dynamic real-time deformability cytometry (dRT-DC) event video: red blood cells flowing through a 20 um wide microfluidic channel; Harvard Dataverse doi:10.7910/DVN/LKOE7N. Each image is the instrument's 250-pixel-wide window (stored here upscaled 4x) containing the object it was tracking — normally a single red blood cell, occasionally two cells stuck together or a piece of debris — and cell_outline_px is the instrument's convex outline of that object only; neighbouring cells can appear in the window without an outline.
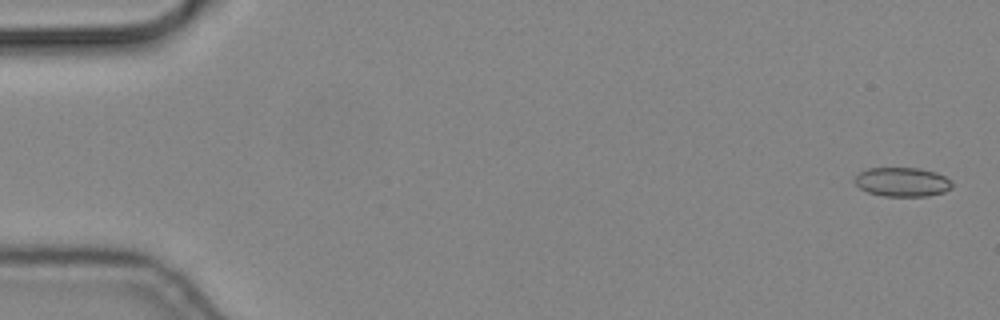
{"species": "common noctule bat (a hibernating species)", "species_latin": "Nyctalus noctula", "temperature_condition": "cold", "stored_images_in_passage": 56, "camera_frame_rate_fps": 3000, "um_per_image_px": 0.085, "animal": {"sex": "male", "body_mass_g": 19.2, "forearm_length_mm": 51.8}, "frame": {"image": 1, "passage_image": 2, "time_ms": 0.333, "image_size_px": [1000, 320], "cell_outline_px": [[952, 188], [944, 192], [928, 196], [884, 196], [868, 192], [860, 188], [852, 180], [860, 172], [868, 168], [920, 168], [936, 172], [952, 180]], "centroid_in_image_um": [76.71, 15.46], "position_along_channel_um": 8.3, "area_um2": 16.65}}
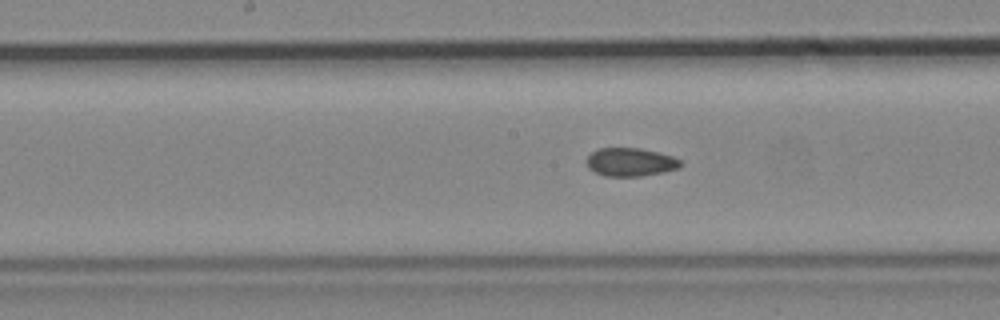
{"frame": {"image": 2, "passage_image": 29, "time_ms": 9.333, "image_size_px": [1000, 320], "cell_outline_px": [[680, 168], [664, 172], [640, 176], [604, 176], [588, 168], [588, 156], [596, 148], [640, 148], [672, 156], [680, 160]], "centroid_in_image_um": [53.58, 13.78], "position_along_channel_um": 194.6, "area_um2": 15.37}}
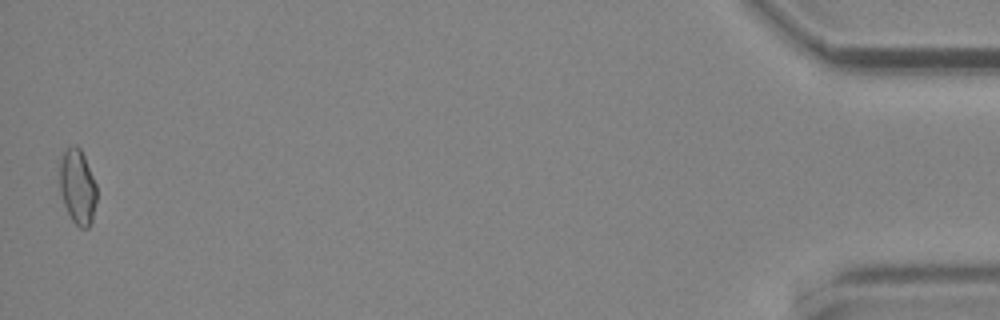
{"frame": {"image": 3, "passage_image": 56, "time_ms": 18.333, "image_size_px": [1000, 320], "cell_outline_px": [[96, 200], [92, 220], [88, 228], [80, 228], [72, 220], [64, 204], [60, 192], [60, 160], [64, 152], [72, 144], [76, 144], [80, 148], [84, 156], [96, 184]], "centroid_in_image_um": [6.59, 15.87], "position_along_channel_um": 428.6, "area_um2": 16.07}}